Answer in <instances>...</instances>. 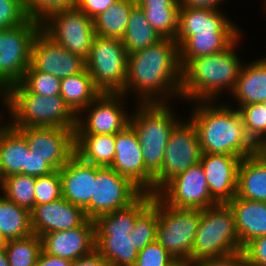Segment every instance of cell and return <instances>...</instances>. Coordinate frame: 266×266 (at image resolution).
<instances>
[{"label":"cell","mask_w":266,"mask_h":266,"mask_svg":"<svg viewBox=\"0 0 266 266\" xmlns=\"http://www.w3.org/2000/svg\"><path fill=\"white\" fill-rule=\"evenodd\" d=\"M86 220L84 210L63 197L35 205L31 210L32 230L39 237L49 232L67 231L79 227Z\"/></svg>","instance_id":"d6986e66"},{"label":"cell","mask_w":266,"mask_h":266,"mask_svg":"<svg viewBox=\"0 0 266 266\" xmlns=\"http://www.w3.org/2000/svg\"><path fill=\"white\" fill-rule=\"evenodd\" d=\"M71 266H109L107 261L94 249L88 255L72 261Z\"/></svg>","instance_id":"681fc988"},{"label":"cell","mask_w":266,"mask_h":266,"mask_svg":"<svg viewBox=\"0 0 266 266\" xmlns=\"http://www.w3.org/2000/svg\"><path fill=\"white\" fill-rule=\"evenodd\" d=\"M59 172L63 198L81 207L87 219H90V201L96 178V166L83 162L74 154Z\"/></svg>","instance_id":"44dd1931"},{"label":"cell","mask_w":266,"mask_h":266,"mask_svg":"<svg viewBox=\"0 0 266 266\" xmlns=\"http://www.w3.org/2000/svg\"><path fill=\"white\" fill-rule=\"evenodd\" d=\"M131 235L95 236V249L109 266H134L139 251Z\"/></svg>","instance_id":"1f68e13d"},{"label":"cell","mask_w":266,"mask_h":266,"mask_svg":"<svg viewBox=\"0 0 266 266\" xmlns=\"http://www.w3.org/2000/svg\"><path fill=\"white\" fill-rule=\"evenodd\" d=\"M246 131L251 139L258 144L266 140V106L264 103L243 105L238 107Z\"/></svg>","instance_id":"ab89813d"},{"label":"cell","mask_w":266,"mask_h":266,"mask_svg":"<svg viewBox=\"0 0 266 266\" xmlns=\"http://www.w3.org/2000/svg\"><path fill=\"white\" fill-rule=\"evenodd\" d=\"M100 94L86 68L78 74L61 79L60 96L76 116Z\"/></svg>","instance_id":"f546056e"},{"label":"cell","mask_w":266,"mask_h":266,"mask_svg":"<svg viewBox=\"0 0 266 266\" xmlns=\"http://www.w3.org/2000/svg\"><path fill=\"white\" fill-rule=\"evenodd\" d=\"M5 251L10 266H35L42 251L41 237L32 233L27 237L8 240Z\"/></svg>","instance_id":"d590c367"},{"label":"cell","mask_w":266,"mask_h":266,"mask_svg":"<svg viewBox=\"0 0 266 266\" xmlns=\"http://www.w3.org/2000/svg\"><path fill=\"white\" fill-rule=\"evenodd\" d=\"M35 181L36 177L24 174L7 176L0 193L18 206L31 211L35 206Z\"/></svg>","instance_id":"8d00e7d4"},{"label":"cell","mask_w":266,"mask_h":266,"mask_svg":"<svg viewBox=\"0 0 266 266\" xmlns=\"http://www.w3.org/2000/svg\"><path fill=\"white\" fill-rule=\"evenodd\" d=\"M176 259L157 241L138 253L134 266H170Z\"/></svg>","instance_id":"ee69618b"},{"label":"cell","mask_w":266,"mask_h":266,"mask_svg":"<svg viewBox=\"0 0 266 266\" xmlns=\"http://www.w3.org/2000/svg\"><path fill=\"white\" fill-rule=\"evenodd\" d=\"M152 203V194L142 193L129 206L94 220L95 236H113V234L130 235L136 218Z\"/></svg>","instance_id":"cb8c5ba5"},{"label":"cell","mask_w":266,"mask_h":266,"mask_svg":"<svg viewBox=\"0 0 266 266\" xmlns=\"http://www.w3.org/2000/svg\"><path fill=\"white\" fill-rule=\"evenodd\" d=\"M156 195L175 208L203 210L218 204L210 195L200 162L174 177Z\"/></svg>","instance_id":"5bb4252c"},{"label":"cell","mask_w":266,"mask_h":266,"mask_svg":"<svg viewBox=\"0 0 266 266\" xmlns=\"http://www.w3.org/2000/svg\"><path fill=\"white\" fill-rule=\"evenodd\" d=\"M224 0H179L181 7H189V8H207L219 10L218 6Z\"/></svg>","instance_id":"816d5d0a"},{"label":"cell","mask_w":266,"mask_h":266,"mask_svg":"<svg viewBox=\"0 0 266 266\" xmlns=\"http://www.w3.org/2000/svg\"><path fill=\"white\" fill-rule=\"evenodd\" d=\"M157 224L158 196L152 195V203L136 218L134 229L130 234L134 238V246L138 251L156 241Z\"/></svg>","instance_id":"74e56055"},{"label":"cell","mask_w":266,"mask_h":266,"mask_svg":"<svg viewBox=\"0 0 266 266\" xmlns=\"http://www.w3.org/2000/svg\"><path fill=\"white\" fill-rule=\"evenodd\" d=\"M53 171H55V169L47 163L44 158L33 153L31 150L28 151L26 160V175L39 177L48 175Z\"/></svg>","instance_id":"7dc6e473"},{"label":"cell","mask_w":266,"mask_h":266,"mask_svg":"<svg viewBox=\"0 0 266 266\" xmlns=\"http://www.w3.org/2000/svg\"><path fill=\"white\" fill-rule=\"evenodd\" d=\"M227 205L233 212L242 249L253 239L266 235V202L236 196Z\"/></svg>","instance_id":"603a6c76"},{"label":"cell","mask_w":266,"mask_h":266,"mask_svg":"<svg viewBox=\"0 0 266 266\" xmlns=\"http://www.w3.org/2000/svg\"><path fill=\"white\" fill-rule=\"evenodd\" d=\"M74 154L85 163L110 167L115 158V134H74Z\"/></svg>","instance_id":"83f0119b"},{"label":"cell","mask_w":266,"mask_h":266,"mask_svg":"<svg viewBox=\"0 0 266 266\" xmlns=\"http://www.w3.org/2000/svg\"><path fill=\"white\" fill-rule=\"evenodd\" d=\"M41 29L70 52L88 57L95 36L93 19L77 7L57 11L41 23Z\"/></svg>","instance_id":"8fae6325"},{"label":"cell","mask_w":266,"mask_h":266,"mask_svg":"<svg viewBox=\"0 0 266 266\" xmlns=\"http://www.w3.org/2000/svg\"><path fill=\"white\" fill-rule=\"evenodd\" d=\"M214 102L194 101L190 116L198 133L201 152L241 158L255 154L257 144L248 135L239 110L224 103L214 105Z\"/></svg>","instance_id":"7a4b0ae2"},{"label":"cell","mask_w":266,"mask_h":266,"mask_svg":"<svg viewBox=\"0 0 266 266\" xmlns=\"http://www.w3.org/2000/svg\"><path fill=\"white\" fill-rule=\"evenodd\" d=\"M168 104V105H167ZM130 117L143 152L145 168L155 176L162 167L169 135L180 121L168 103H140Z\"/></svg>","instance_id":"5b68a950"},{"label":"cell","mask_w":266,"mask_h":266,"mask_svg":"<svg viewBox=\"0 0 266 266\" xmlns=\"http://www.w3.org/2000/svg\"><path fill=\"white\" fill-rule=\"evenodd\" d=\"M28 19L24 0H0V30L17 27Z\"/></svg>","instance_id":"7bdbcfd3"},{"label":"cell","mask_w":266,"mask_h":266,"mask_svg":"<svg viewBox=\"0 0 266 266\" xmlns=\"http://www.w3.org/2000/svg\"><path fill=\"white\" fill-rule=\"evenodd\" d=\"M35 205L49 203L62 198V182L59 170L44 176L36 177Z\"/></svg>","instance_id":"b9f144b4"},{"label":"cell","mask_w":266,"mask_h":266,"mask_svg":"<svg viewBox=\"0 0 266 266\" xmlns=\"http://www.w3.org/2000/svg\"><path fill=\"white\" fill-rule=\"evenodd\" d=\"M85 64L95 87L101 93L123 91L128 53L120 39L95 34Z\"/></svg>","instance_id":"52a82bcc"},{"label":"cell","mask_w":266,"mask_h":266,"mask_svg":"<svg viewBox=\"0 0 266 266\" xmlns=\"http://www.w3.org/2000/svg\"><path fill=\"white\" fill-rule=\"evenodd\" d=\"M123 97L127 96L121 93H101L77 115L74 134L106 135L122 131L129 125L131 117L128 111L125 113ZM82 112L88 115L84 119V115H80Z\"/></svg>","instance_id":"4fadbf2b"},{"label":"cell","mask_w":266,"mask_h":266,"mask_svg":"<svg viewBox=\"0 0 266 266\" xmlns=\"http://www.w3.org/2000/svg\"><path fill=\"white\" fill-rule=\"evenodd\" d=\"M40 29L41 23L29 18L17 27L0 30V98L4 104V91L20 82L31 64V46Z\"/></svg>","instance_id":"ba28073f"},{"label":"cell","mask_w":266,"mask_h":266,"mask_svg":"<svg viewBox=\"0 0 266 266\" xmlns=\"http://www.w3.org/2000/svg\"><path fill=\"white\" fill-rule=\"evenodd\" d=\"M136 4L162 38L175 40L178 30L179 0H136Z\"/></svg>","instance_id":"f1b7e54d"},{"label":"cell","mask_w":266,"mask_h":266,"mask_svg":"<svg viewBox=\"0 0 266 266\" xmlns=\"http://www.w3.org/2000/svg\"><path fill=\"white\" fill-rule=\"evenodd\" d=\"M161 39L148 22L143 10L136 4L131 10L126 32L121 39L127 53L145 49Z\"/></svg>","instance_id":"e575fe53"},{"label":"cell","mask_w":266,"mask_h":266,"mask_svg":"<svg viewBox=\"0 0 266 266\" xmlns=\"http://www.w3.org/2000/svg\"><path fill=\"white\" fill-rule=\"evenodd\" d=\"M32 233L31 211L0 195V234L8 241Z\"/></svg>","instance_id":"836d02e7"},{"label":"cell","mask_w":266,"mask_h":266,"mask_svg":"<svg viewBox=\"0 0 266 266\" xmlns=\"http://www.w3.org/2000/svg\"><path fill=\"white\" fill-rule=\"evenodd\" d=\"M0 128V163L5 176L26 175L29 147L26 138L8 123ZM6 124V125H5Z\"/></svg>","instance_id":"4316f807"},{"label":"cell","mask_w":266,"mask_h":266,"mask_svg":"<svg viewBox=\"0 0 266 266\" xmlns=\"http://www.w3.org/2000/svg\"><path fill=\"white\" fill-rule=\"evenodd\" d=\"M220 10L179 7L178 30L175 41L179 47L192 35L205 33H240Z\"/></svg>","instance_id":"7402d4cb"},{"label":"cell","mask_w":266,"mask_h":266,"mask_svg":"<svg viewBox=\"0 0 266 266\" xmlns=\"http://www.w3.org/2000/svg\"><path fill=\"white\" fill-rule=\"evenodd\" d=\"M30 19L42 23L51 14L76 7V0H24Z\"/></svg>","instance_id":"60d3db41"},{"label":"cell","mask_w":266,"mask_h":266,"mask_svg":"<svg viewBox=\"0 0 266 266\" xmlns=\"http://www.w3.org/2000/svg\"><path fill=\"white\" fill-rule=\"evenodd\" d=\"M20 83L33 94L42 96L60 95L61 79L54 75L37 71L31 64Z\"/></svg>","instance_id":"f35d334b"},{"label":"cell","mask_w":266,"mask_h":266,"mask_svg":"<svg viewBox=\"0 0 266 266\" xmlns=\"http://www.w3.org/2000/svg\"><path fill=\"white\" fill-rule=\"evenodd\" d=\"M256 153L266 163V140L261 141L257 144Z\"/></svg>","instance_id":"f5cc1de1"},{"label":"cell","mask_w":266,"mask_h":266,"mask_svg":"<svg viewBox=\"0 0 266 266\" xmlns=\"http://www.w3.org/2000/svg\"><path fill=\"white\" fill-rule=\"evenodd\" d=\"M17 129L27 140L29 150L44 158L55 170L74 155V131L63 127H22Z\"/></svg>","instance_id":"e0dca14e"},{"label":"cell","mask_w":266,"mask_h":266,"mask_svg":"<svg viewBox=\"0 0 266 266\" xmlns=\"http://www.w3.org/2000/svg\"><path fill=\"white\" fill-rule=\"evenodd\" d=\"M135 5L136 0H118L104 12L99 13L93 18L95 34L121 40Z\"/></svg>","instance_id":"d6a6232c"},{"label":"cell","mask_w":266,"mask_h":266,"mask_svg":"<svg viewBox=\"0 0 266 266\" xmlns=\"http://www.w3.org/2000/svg\"><path fill=\"white\" fill-rule=\"evenodd\" d=\"M41 241L45 253L75 261L95 249L94 220L87 219L81 226L67 231L46 233Z\"/></svg>","instance_id":"ffe728a7"},{"label":"cell","mask_w":266,"mask_h":266,"mask_svg":"<svg viewBox=\"0 0 266 266\" xmlns=\"http://www.w3.org/2000/svg\"><path fill=\"white\" fill-rule=\"evenodd\" d=\"M71 264H72L71 260L52 256L48 253H45L42 250L41 253L39 254L35 266H71Z\"/></svg>","instance_id":"f907efd6"},{"label":"cell","mask_w":266,"mask_h":266,"mask_svg":"<svg viewBox=\"0 0 266 266\" xmlns=\"http://www.w3.org/2000/svg\"><path fill=\"white\" fill-rule=\"evenodd\" d=\"M236 196L266 202V163L257 153L241 159Z\"/></svg>","instance_id":"484cf974"},{"label":"cell","mask_w":266,"mask_h":266,"mask_svg":"<svg viewBox=\"0 0 266 266\" xmlns=\"http://www.w3.org/2000/svg\"><path fill=\"white\" fill-rule=\"evenodd\" d=\"M242 250L235 218L227 204L201 209L188 265L206 258L220 257Z\"/></svg>","instance_id":"8992f818"},{"label":"cell","mask_w":266,"mask_h":266,"mask_svg":"<svg viewBox=\"0 0 266 266\" xmlns=\"http://www.w3.org/2000/svg\"><path fill=\"white\" fill-rule=\"evenodd\" d=\"M143 192L128 178L110 167L96 166V178L90 201V220L125 208Z\"/></svg>","instance_id":"7c38bea8"},{"label":"cell","mask_w":266,"mask_h":266,"mask_svg":"<svg viewBox=\"0 0 266 266\" xmlns=\"http://www.w3.org/2000/svg\"><path fill=\"white\" fill-rule=\"evenodd\" d=\"M241 159L228 154H201L199 162L204 169L210 195L218 204H227L236 197Z\"/></svg>","instance_id":"ac0fdd59"},{"label":"cell","mask_w":266,"mask_h":266,"mask_svg":"<svg viewBox=\"0 0 266 266\" xmlns=\"http://www.w3.org/2000/svg\"><path fill=\"white\" fill-rule=\"evenodd\" d=\"M0 266H10L5 249L0 250Z\"/></svg>","instance_id":"db71d44e"},{"label":"cell","mask_w":266,"mask_h":266,"mask_svg":"<svg viewBox=\"0 0 266 266\" xmlns=\"http://www.w3.org/2000/svg\"><path fill=\"white\" fill-rule=\"evenodd\" d=\"M242 250L247 266H266V235L253 239Z\"/></svg>","instance_id":"f6af8a7d"},{"label":"cell","mask_w":266,"mask_h":266,"mask_svg":"<svg viewBox=\"0 0 266 266\" xmlns=\"http://www.w3.org/2000/svg\"><path fill=\"white\" fill-rule=\"evenodd\" d=\"M7 111L13 128L63 127L75 130L77 116L60 95L30 93L20 82L5 91Z\"/></svg>","instance_id":"277c9868"},{"label":"cell","mask_w":266,"mask_h":266,"mask_svg":"<svg viewBox=\"0 0 266 266\" xmlns=\"http://www.w3.org/2000/svg\"><path fill=\"white\" fill-rule=\"evenodd\" d=\"M240 33H205L190 36L180 47V64L183 67L190 59L212 55L226 50Z\"/></svg>","instance_id":"4dcf8cb0"},{"label":"cell","mask_w":266,"mask_h":266,"mask_svg":"<svg viewBox=\"0 0 266 266\" xmlns=\"http://www.w3.org/2000/svg\"><path fill=\"white\" fill-rule=\"evenodd\" d=\"M185 121L180 119L169 135L161 170L154 176V195L200 161L202 152L196 127L190 119Z\"/></svg>","instance_id":"30bf717a"},{"label":"cell","mask_w":266,"mask_h":266,"mask_svg":"<svg viewBox=\"0 0 266 266\" xmlns=\"http://www.w3.org/2000/svg\"><path fill=\"white\" fill-rule=\"evenodd\" d=\"M5 178H6V176L3 172L2 165L0 163V188H1L0 190L3 189L4 183H5Z\"/></svg>","instance_id":"11a10c76"},{"label":"cell","mask_w":266,"mask_h":266,"mask_svg":"<svg viewBox=\"0 0 266 266\" xmlns=\"http://www.w3.org/2000/svg\"><path fill=\"white\" fill-rule=\"evenodd\" d=\"M6 239L0 234V250L5 249L6 247Z\"/></svg>","instance_id":"9f6ffc18"},{"label":"cell","mask_w":266,"mask_h":266,"mask_svg":"<svg viewBox=\"0 0 266 266\" xmlns=\"http://www.w3.org/2000/svg\"><path fill=\"white\" fill-rule=\"evenodd\" d=\"M188 266H247V261L244 251L239 250L220 257L202 259Z\"/></svg>","instance_id":"bcb514c9"},{"label":"cell","mask_w":266,"mask_h":266,"mask_svg":"<svg viewBox=\"0 0 266 266\" xmlns=\"http://www.w3.org/2000/svg\"><path fill=\"white\" fill-rule=\"evenodd\" d=\"M240 37L220 53L190 59L182 67L180 97L190 102L216 101L223 90L232 93L242 67L234 51Z\"/></svg>","instance_id":"3957f363"},{"label":"cell","mask_w":266,"mask_h":266,"mask_svg":"<svg viewBox=\"0 0 266 266\" xmlns=\"http://www.w3.org/2000/svg\"><path fill=\"white\" fill-rule=\"evenodd\" d=\"M231 94L239 107L266 102V57L242 65Z\"/></svg>","instance_id":"d4e9b609"},{"label":"cell","mask_w":266,"mask_h":266,"mask_svg":"<svg viewBox=\"0 0 266 266\" xmlns=\"http://www.w3.org/2000/svg\"><path fill=\"white\" fill-rule=\"evenodd\" d=\"M110 168L128 178L143 193L154 195V176L145 168L138 136L130 124L115 134V158Z\"/></svg>","instance_id":"9a60e30c"},{"label":"cell","mask_w":266,"mask_h":266,"mask_svg":"<svg viewBox=\"0 0 266 266\" xmlns=\"http://www.w3.org/2000/svg\"><path fill=\"white\" fill-rule=\"evenodd\" d=\"M170 266H188L187 263L176 260L172 265Z\"/></svg>","instance_id":"6f0895ef"},{"label":"cell","mask_w":266,"mask_h":266,"mask_svg":"<svg viewBox=\"0 0 266 266\" xmlns=\"http://www.w3.org/2000/svg\"><path fill=\"white\" fill-rule=\"evenodd\" d=\"M200 217L201 209L175 208L158 197L156 241L176 260L188 264Z\"/></svg>","instance_id":"9c48e42d"},{"label":"cell","mask_w":266,"mask_h":266,"mask_svg":"<svg viewBox=\"0 0 266 266\" xmlns=\"http://www.w3.org/2000/svg\"><path fill=\"white\" fill-rule=\"evenodd\" d=\"M31 65L59 79L82 72L85 59L56 43L42 29L36 34L31 46Z\"/></svg>","instance_id":"2e32d148"},{"label":"cell","mask_w":266,"mask_h":266,"mask_svg":"<svg viewBox=\"0 0 266 266\" xmlns=\"http://www.w3.org/2000/svg\"><path fill=\"white\" fill-rule=\"evenodd\" d=\"M181 76L179 45L173 39L162 38L128 54L127 78L121 94L126 96L133 90L138 104L168 103L166 99L181 95Z\"/></svg>","instance_id":"6da1fadb"},{"label":"cell","mask_w":266,"mask_h":266,"mask_svg":"<svg viewBox=\"0 0 266 266\" xmlns=\"http://www.w3.org/2000/svg\"><path fill=\"white\" fill-rule=\"evenodd\" d=\"M118 0H76V7L89 18L96 17Z\"/></svg>","instance_id":"c3c4849f"}]
</instances>
